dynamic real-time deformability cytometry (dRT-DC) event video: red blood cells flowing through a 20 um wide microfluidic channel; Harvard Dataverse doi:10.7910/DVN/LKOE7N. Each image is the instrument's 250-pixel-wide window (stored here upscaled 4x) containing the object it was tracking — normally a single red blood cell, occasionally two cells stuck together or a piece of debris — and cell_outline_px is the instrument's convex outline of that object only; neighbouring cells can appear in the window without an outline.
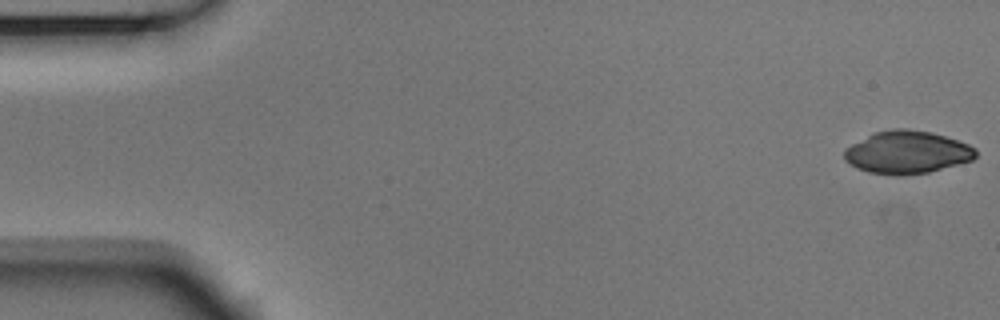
{"species": "Egyptian fruit bat (a non-hibernating species)", "species_latin": "Rousettus aegyptiacus", "temperature_condition": "room temperature", "stored_images_in_passage": 50, "camera_frame_rate_fps": 3000, "um_per_image_px": 0.085, "animal": {"sex": "male"}, "frame": {"image": 1, "passage_image": 1, "time_ms": 0.0, "image_size_px": [1000, 320], "cell_outline_px": [[976, 156], [972, 160], [928, 172], [900, 176], [868, 172], [856, 168], [844, 160], [844, 148], [872, 132], [892, 128], [908, 128], [932, 132], [968, 144], [976, 148]], "centroid_in_image_um": [77.05, 12.93], "position_along_channel_um": 7.9, "area_um2": 32.95}}